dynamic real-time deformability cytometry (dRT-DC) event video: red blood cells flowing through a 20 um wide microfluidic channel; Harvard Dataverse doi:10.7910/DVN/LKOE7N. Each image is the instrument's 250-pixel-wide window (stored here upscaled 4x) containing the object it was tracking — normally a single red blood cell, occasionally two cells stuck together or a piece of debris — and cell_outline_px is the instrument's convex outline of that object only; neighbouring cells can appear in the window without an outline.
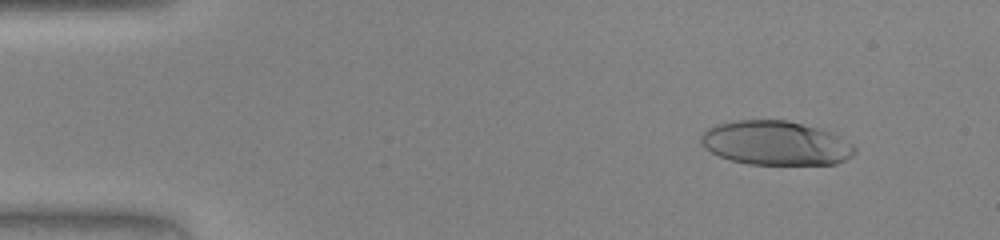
{"species": "human", "species_latin": "Homo sapiens", "temperature_condition": "warm", "stored_images_in_passage": 47, "camera_frame_rate_fps": 3000, "um_per_image_px": 0.085, "donor": {"sex": "female"}, "frame": {"image": 1, "passage_image": 5, "time_ms": 1.333, "image_size_px": [1000, 240], "cell_outline_px": [[856, 152], [852, 156], [836, 164], [748, 164], [732, 160], [720, 156], [704, 148], [700, 140], [700, 136], [708, 128], [716, 124], [736, 120], [788, 120], [816, 128], [828, 132], [852, 144], [856, 148]], "centroid_in_image_um": [65.9, 12.16], "position_along_channel_um": 19.1, "area_um2": 39.25}}
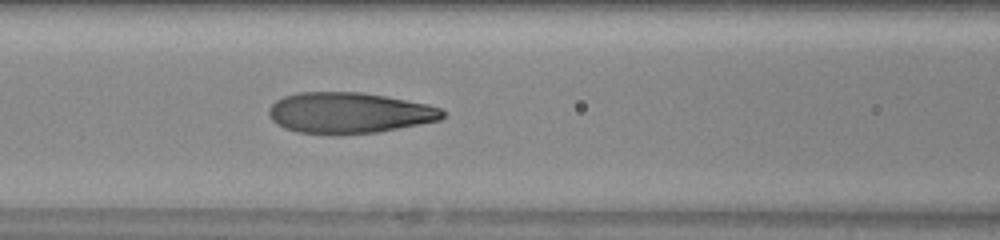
{"frame": {"image": 2, "passage_image": 20, "time_ms": 6.333, "image_size_px": [1000, 240], "cell_outline_px": [[444, 116], [440, 120], [420, 124], [376, 132], [296, 132], [284, 128], [276, 124], [268, 116], [268, 108], [276, 100], [284, 96], [296, 92], [360, 92], [384, 96], [428, 104], [440, 108], [444, 112]], "centroid_in_image_um": [29.64, 9.56], "position_along_channel_um": 137.0, "area_um2": 40.69}}
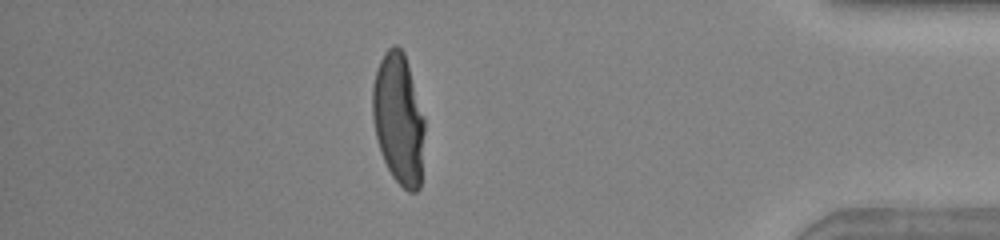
{"frame": {"image": 3, "passage_image": 41, "time_ms": 13.333, "image_size_px": [1000, 240], "cell_outline_px": [[424, 132], [420, 188], [416, 192], [408, 192], [392, 176], [380, 152], [376, 136], [372, 116], [372, 84], [380, 60], [384, 52], [392, 44], [396, 44], [404, 52], [408, 64], [424, 116]], "centroid_in_image_um": [33.87, 10.09], "position_along_channel_um": 401.3, "area_um2": 39.82}}